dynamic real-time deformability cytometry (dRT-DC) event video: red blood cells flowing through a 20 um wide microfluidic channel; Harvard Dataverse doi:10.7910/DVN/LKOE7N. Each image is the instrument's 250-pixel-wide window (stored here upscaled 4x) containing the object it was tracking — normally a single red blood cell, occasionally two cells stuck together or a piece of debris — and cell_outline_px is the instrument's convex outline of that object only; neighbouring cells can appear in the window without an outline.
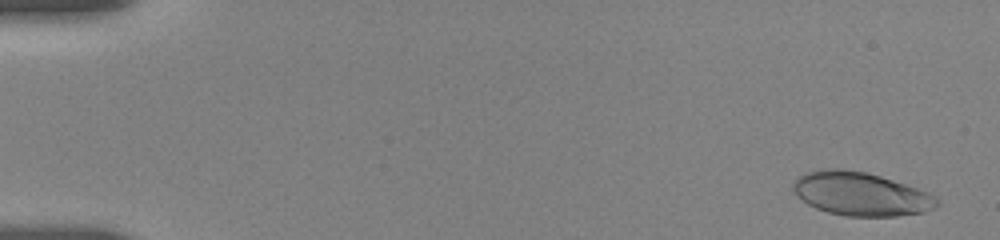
{"species": "human", "species_latin": "Homo sapiens", "temperature_condition": "room temperature", "stored_images_in_passage": 55, "camera_frame_rate_fps": 3000, "um_per_image_px": 0.085, "donor": {"sex": "female"}, "frame": {"image": 1, "passage_image": 4, "time_ms": 0.667, "image_size_px": [1000, 240], "cell_outline_px": [[940, 204], [924, 212], [896, 216], [848, 216], [828, 212], [816, 208], [808, 204], [792, 188], [792, 184], [804, 172], [832, 168], [840, 168], [864, 172], [880, 176], [928, 192], [936, 196], [940, 200]], "centroid_in_image_um": [73.19, 16.48], "position_along_channel_um": 11.8, "area_um2": 36.07}}
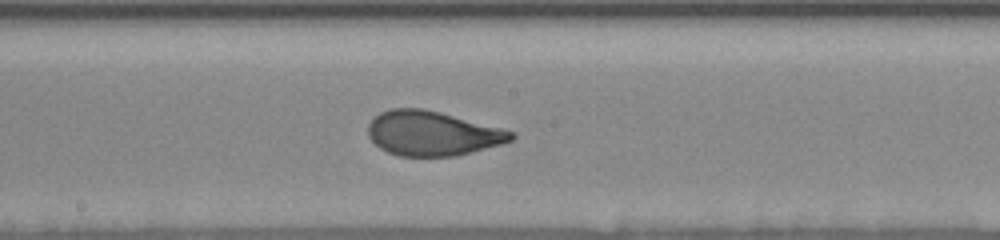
{"frame": {"image": 2, "passage_image": 32, "time_ms": 10.0, "image_size_px": [1000, 240], "cell_outline_px": [[516, 136], [512, 140], [500, 144], [456, 156], [400, 156], [388, 152], [380, 148], [368, 136], [368, 124], [380, 112], [392, 108], [420, 108], [440, 112], [516, 132]], "centroid_in_image_um": [36.74, 11.34], "position_along_channel_um": 211.5, "area_um2": 36.93}}
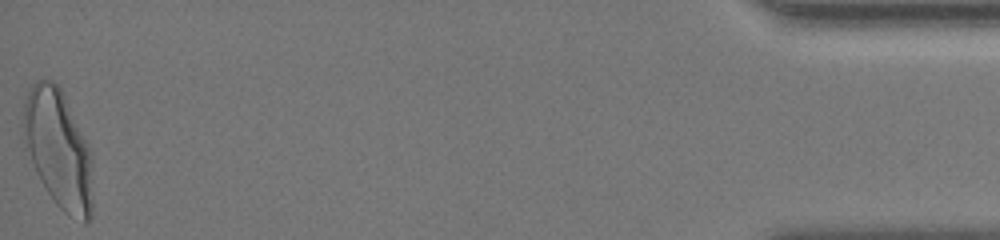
{"frame": {"image": 3, "passage_image": 54, "time_ms": 18.333, "image_size_px": [1000, 240], "cell_outline_px": [[92, 216], [88, 224], [84, 224], [68, 216], [56, 204], [40, 180], [36, 172], [28, 148], [24, 132], [24, 104], [28, 92], [32, 84], [36, 80], [52, 80], [60, 88], [92, 152]], "centroid_in_image_um": [5.02, 12.74], "position_along_channel_um": 430.2, "area_um2": 47.45}, "authors_computed_cell_mechanics": {"area_um2": 37.57, "velocity_mm_per_s": 3.6673, "shape_relaxation_time_tau1_ms": 4.1737, "shape_relaxation_time_tau2_ms": null, "deformation_change_tau1": 0.1966, "deformation_change_tau2": null}}